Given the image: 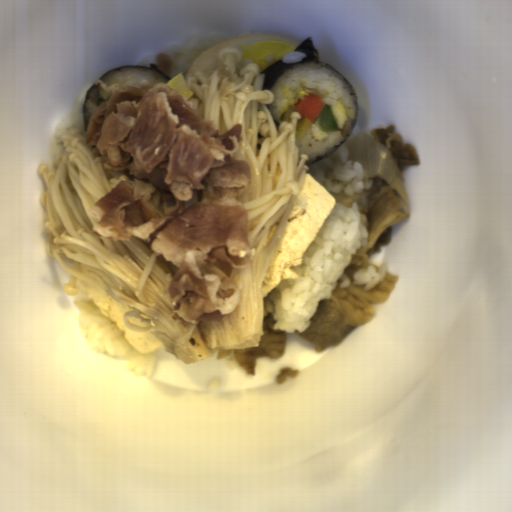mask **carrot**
I'll list each match as a JSON object with an SVG mask.
<instances>
[{
  "mask_svg": "<svg viewBox=\"0 0 512 512\" xmlns=\"http://www.w3.org/2000/svg\"><path fill=\"white\" fill-rule=\"evenodd\" d=\"M323 97L316 94L304 95V97L294 103L295 112H298L302 118H308L311 123L317 118L325 107Z\"/></svg>",
  "mask_w": 512,
  "mask_h": 512,
  "instance_id": "1",
  "label": "carrot"
}]
</instances>
